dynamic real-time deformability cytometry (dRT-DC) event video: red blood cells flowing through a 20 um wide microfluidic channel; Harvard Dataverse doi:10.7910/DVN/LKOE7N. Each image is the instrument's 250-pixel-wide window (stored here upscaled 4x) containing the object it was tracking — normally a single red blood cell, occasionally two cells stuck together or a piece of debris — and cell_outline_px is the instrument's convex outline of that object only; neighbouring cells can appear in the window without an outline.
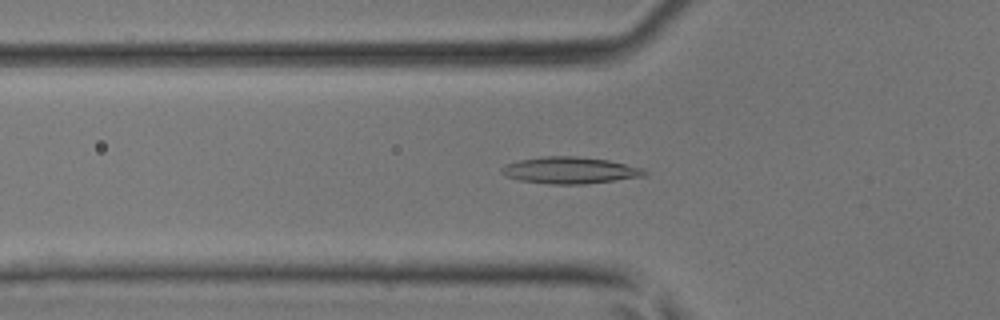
{"species": "common noctule bat (a hibernating species)", "species_latin": "Nyctalus noctula", "temperature_condition": "room temperature", "stored_images_in_passage": 44, "camera_frame_rate_fps": 3000, "um_per_image_px": 0.085, "animal": {"sex": "male", "body_mass_g": 17.9, "forearm_length_mm": 54.2}, "frame": {"image": 1, "passage_image": 15, "time_ms": 4.667, "image_size_px": [1000, 320], "cell_outline_px": [[648, 172], [644, 176], [584, 184], [548, 184], [520, 180], [504, 176], [500, 172], [500, 168], [504, 164], [520, 160], [540, 156], [576, 156], [608, 160], [644, 168]], "centroid_in_image_um": [48.4, 14.47], "position_along_channel_um": 77.4, "area_um2": 22.31}}
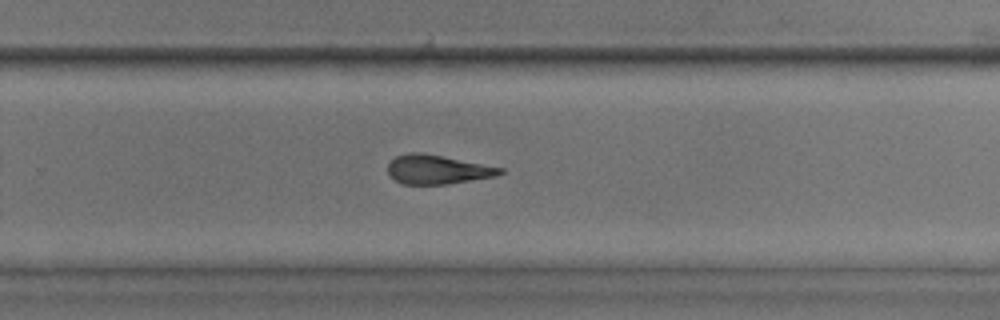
{"frame": {"image": 2, "passage_image": 29, "time_ms": 9.333, "image_size_px": [1000, 320], "cell_outline_px": [[504, 172], [496, 176], [448, 184], [404, 184], [396, 180], [388, 172], [388, 164], [396, 156], [412, 152], [420, 152], [504, 168]], "centroid_in_image_um": [37.19, 14.41], "position_along_channel_um": 292.6, "area_um2": 18.73}}
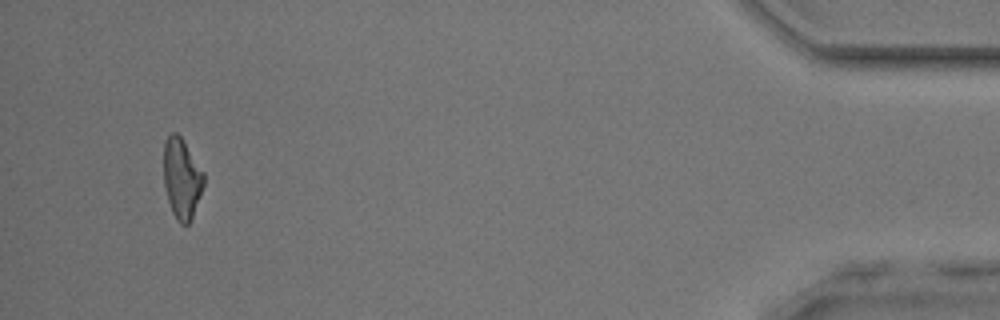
{"frame": {"image": 3, "passage_image": 42, "time_ms": 13.667, "image_size_px": [1000, 320], "cell_outline_px": [[204, 184], [192, 216], [188, 224], [180, 224], [176, 220], [172, 212], [168, 200], [164, 184], [164, 140], [172, 132], [176, 132], [180, 136], [204, 172]], "centroid_in_image_um": [15.44, 15.16], "position_along_channel_um": 419.8, "area_um2": 18.55}}